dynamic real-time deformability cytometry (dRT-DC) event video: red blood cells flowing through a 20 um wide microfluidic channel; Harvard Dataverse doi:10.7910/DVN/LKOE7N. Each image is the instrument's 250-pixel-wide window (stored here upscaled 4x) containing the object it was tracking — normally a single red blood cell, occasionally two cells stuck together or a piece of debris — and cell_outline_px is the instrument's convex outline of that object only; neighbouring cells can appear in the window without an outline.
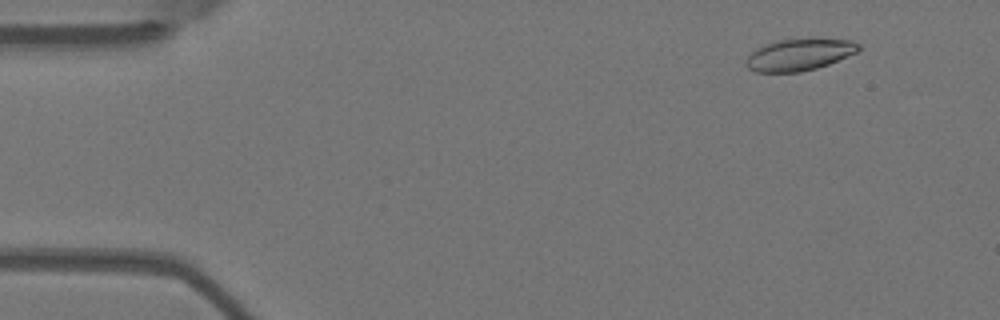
{"species": "Egyptian fruit bat (a non-hibernating species)", "species_latin": "Rousettus aegyptiacus", "temperature_condition": "warm", "stored_images_in_passage": 5, "camera_frame_rate_fps": 3000, "um_per_image_px": 0.085, "animal": {"sex": "female"}, "frame": {"image": 1, "passage_image": 2, "time_ms": 0.333, "image_size_px": [1000, 320], "cell_outline_px": [[860, 48], [856, 52], [828, 64], [816, 68], [800, 72], [756, 72], [748, 68], [744, 64], [748, 56], [756, 48], [764, 44], [776, 40], [852, 40], [860, 44]], "centroid_in_image_um": [67.88, 4.67], "position_along_channel_um": 17.1, "area_um2": 20.4}}
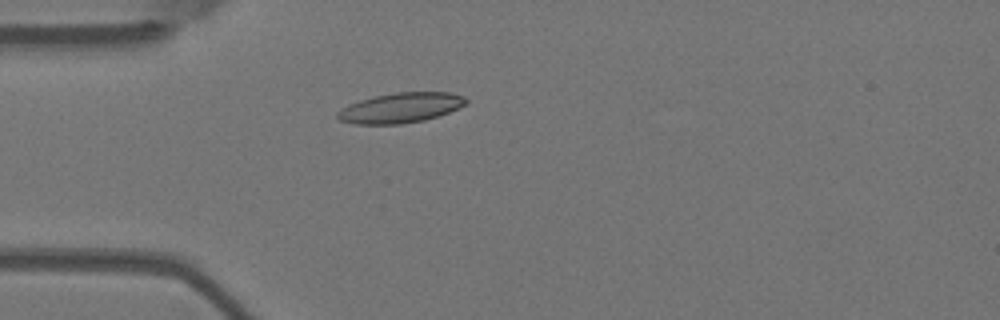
{"frame": {"image": 2, "passage_image": 5, "time_ms": 1.333, "image_size_px": [1000, 320], "cell_outline_px": [[468, 100], [464, 104], [448, 112], [424, 120], [400, 124], [352, 124], [340, 120], [336, 116], [336, 112], [340, 108], [348, 104], [360, 100], [376, 96], [396, 92], [452, 92], [464, 96]], "centroid_in_image_um": [34.0, 9.16], "position_along_channel_um": 51.0, "area_um2": 22.43}}